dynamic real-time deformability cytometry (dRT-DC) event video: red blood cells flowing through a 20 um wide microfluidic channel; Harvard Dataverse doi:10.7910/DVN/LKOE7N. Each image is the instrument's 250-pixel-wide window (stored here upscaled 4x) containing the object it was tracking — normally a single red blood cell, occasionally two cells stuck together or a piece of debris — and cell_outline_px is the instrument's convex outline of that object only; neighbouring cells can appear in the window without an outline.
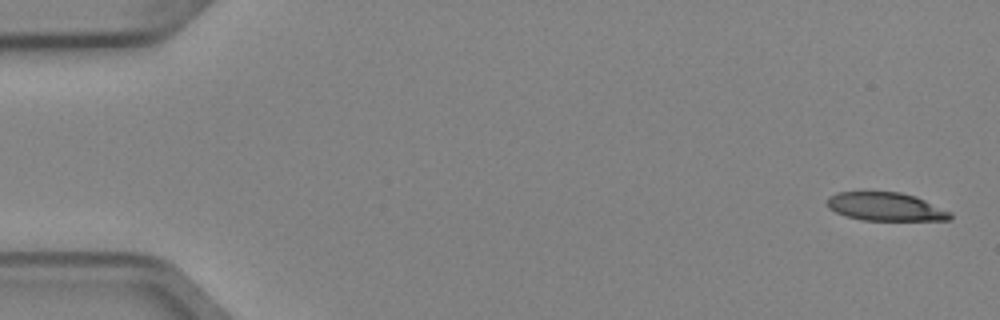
{"species": "Egyptian fruit bat (a non-hibernating species)", "species_latin": "Rousettus aegyptiacus", "temperature_condition": "cold", "stored_images_in_passage": 2, "segment_of_instrument_passage": [2, 2], "camera_frame_rate_fps": 3000, "um_per_image_px": 0.085, "animal": {"sex": "female"}, "frame": {"image": 1, "passage_image": 2, "time_ms": 0.333, "image_size_px": [1000, 320], "cell_outline_px": [[952, 216], [948, 220], [860, 220], [836, 212], [828, 208], [828, 196], [836, 192], [900, 192], [916, 196], [952, 212]], "centroid_in_image_um": [75.29, 17.56], "position_along_channel_um": 9.7, "area_um2": 20.29}}